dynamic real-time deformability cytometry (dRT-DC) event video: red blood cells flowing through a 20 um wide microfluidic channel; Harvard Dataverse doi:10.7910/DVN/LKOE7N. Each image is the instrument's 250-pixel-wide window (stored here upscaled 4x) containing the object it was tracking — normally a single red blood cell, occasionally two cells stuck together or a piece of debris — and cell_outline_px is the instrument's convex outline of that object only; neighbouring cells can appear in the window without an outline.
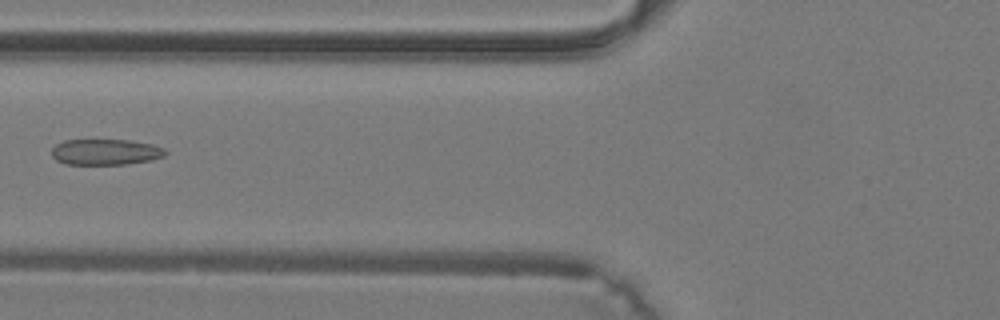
{"species": "common noctule bat (a hibernating species)", "species_latin": "Nyctalus noctula", "temperature_condition": "warm", "stored_images_in_passage": 29, "camera_frame_rate_fps": 3000, "um_per_image_px": 0.085, "animal": {"sex": "male", "body_mass_g": 19.2, "forearm_length_mm": 51.8}, "frame": {"image": 1, "passage_image": 5, "time_ms": 1.333, "image_size_px": [1000, 320], "cell_outline_px": [[168, 152], [164, 156], [152, 160], [128, 164], [64, 164], [56, 160], [52, 156], [52, 148], [56, 144], [64, 140], [128, 140], [152, 144], [164, 148]], "centroid_in_image_um": [8.98, 12.92], "position_along_channel_um": 116.8, "area_um2": 17.22}}
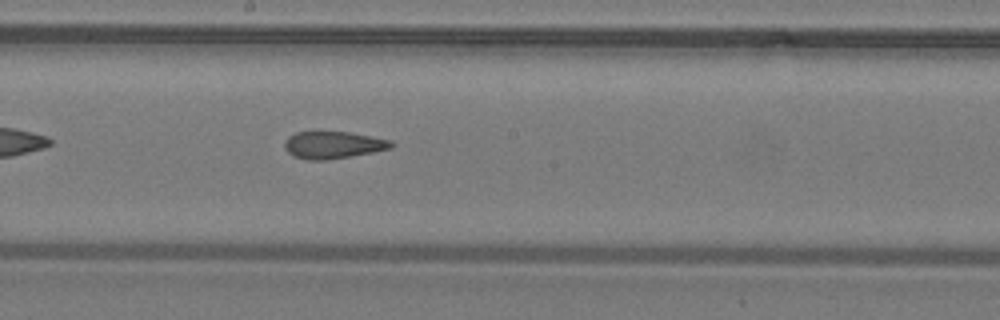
{"frame": {"image": 2, "passage_image": 11, "time_ms": 3.333, "image_size_px": [1000, 320], "cell_outline_px": [[396, 144], [392, 148], [372, 152], [324, 160], [308, 160], [292, 156], [284, 148], [284, 140], [288, 136], [296, 132], [348, 132], [392, 140]], "centroid_in_image_um": [28.3, 12.32], "position_along_channel_um": 219.9, "area_um2": 16.88}}
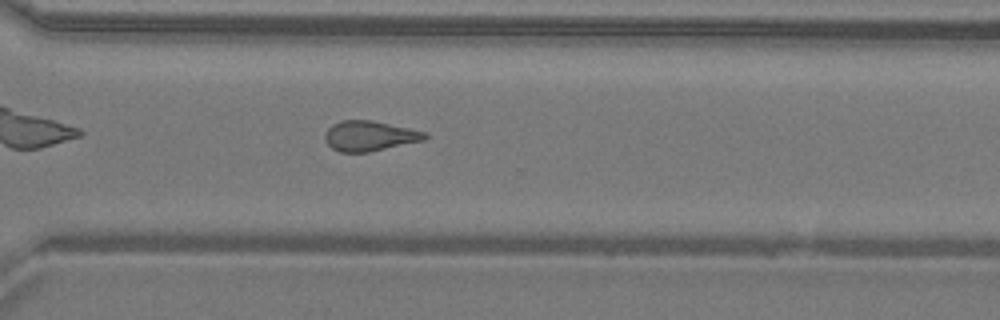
{"frame": {"image": 3, "passage_image": 18, "time_ms": 5.667, "image_size_px": [1000, 320], "cell_outline_px": [[428, 136], [424, 140], [368, 152], [340, 152], [332, 148], [324, 140], [324, 132], [332, 124], [340, 120], [372, 120], [408, 128], [424, 132]], "centroid_in_image_um": [31.35, 11.55], "position_along_channel_um": 339.2, "area_um2": 17.46}}